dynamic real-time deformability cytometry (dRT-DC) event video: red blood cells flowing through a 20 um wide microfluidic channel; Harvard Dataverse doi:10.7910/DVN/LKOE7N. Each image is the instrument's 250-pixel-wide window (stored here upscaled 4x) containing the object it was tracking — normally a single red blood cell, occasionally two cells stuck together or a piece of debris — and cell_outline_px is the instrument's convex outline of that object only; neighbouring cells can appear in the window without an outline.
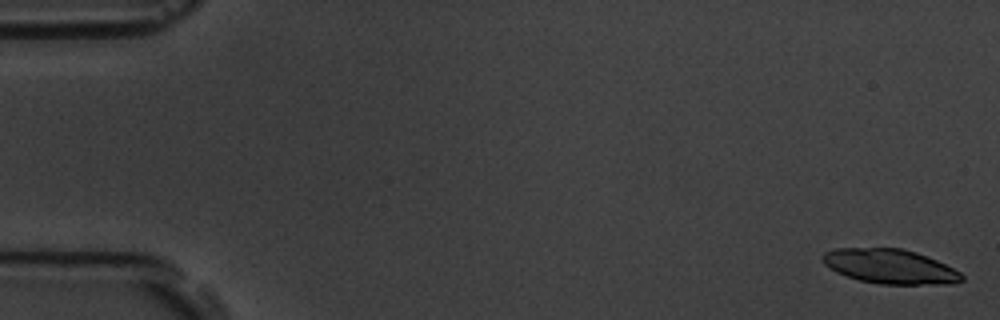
{"species": "common noctule bat (a hibernating species)", "species_latin": "Nyctalus noctula", "temperature_condition": "room temperature", "stored_images_in_passage": 6, "camera_frame_rate_fps": 3000, "um_per_image_px": 0.085, "animal": {"sex": "male", "body_mass_g": 19.5, "forearm_length_mm": 54.6}, "frame": {"image": 1, "passage_image": 1, "time_ms": 0.0, "image_size_px": [1000, 320], "cell_outline_px": [[964, 280], [956, 284], [880, 284], [860, 280], [836, 272], [824, 264], [820, 260], [820, 256], [824, 252], [836, 248], [900, 248], [916, 252], [936, 260], [960, 272], [964, 276]], "centroid_in_image_um": [75.64, 22.65], "position_along_channel_um": 9.4, "area_um2": 28.03}}
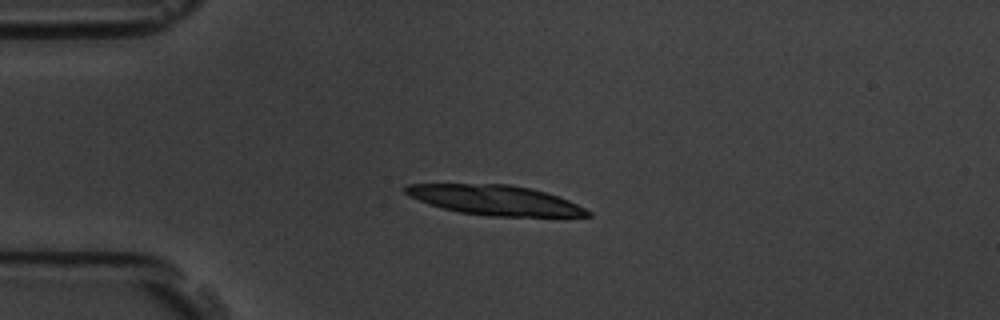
{"frame": {"image": 2, "passage_image": 4, "time_ms": 4.333, "image_size_px": [1000, 320], "cell_outline_px": [[592, 216], [488, 216], [460, 212], [428, 204], [408, 196], [404, 192], [404, 184], [508, 184], [528, 188], [544, 192], [568, 200], [592, 212]], "centroid_in_image_um": [42.03, 17.01], "position_along_channel_um": 43.0, "area_um2": 31.39}}